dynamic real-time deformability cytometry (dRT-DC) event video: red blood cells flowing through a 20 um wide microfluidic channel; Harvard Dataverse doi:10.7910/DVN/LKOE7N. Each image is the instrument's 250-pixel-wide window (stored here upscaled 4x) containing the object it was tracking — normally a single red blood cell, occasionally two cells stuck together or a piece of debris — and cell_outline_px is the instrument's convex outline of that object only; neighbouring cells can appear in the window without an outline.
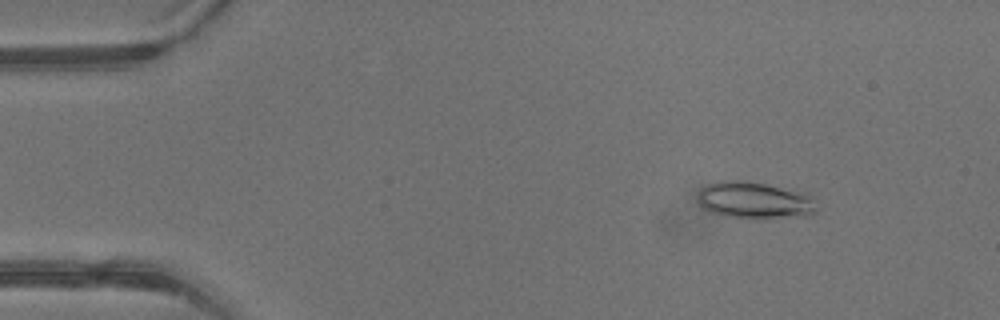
{"species": "common noctule bat (a hibernating species)", "species_latin": "Nyctalus noctula", "temperature_condition": "warm", "stored_images_in_passage": 4, "camera_frame_rate_fps": 3000, "um_per_image_px": 0.085, "animal": {"sex": "male", "body_mass_g": 13.3}, "frame": {"image": 1, "passage_image": 2, "time_ms": 0.333, "image_size_px": [1000, 320], "cell_outline_px": [[816, 212], [804, 216], [764, 220], [752, 220], [724, 216], [712, 212], [704, 208], [696, 200], [700, 188], [708, 184], [720, 180], [740, 180], [768, 184], [804, 192], [812, 196], [816, 208]], "centroid_in_image_um": [64.13, 17.05], "position_along_channel_um": 20.9, "area_um2": 26.3}}